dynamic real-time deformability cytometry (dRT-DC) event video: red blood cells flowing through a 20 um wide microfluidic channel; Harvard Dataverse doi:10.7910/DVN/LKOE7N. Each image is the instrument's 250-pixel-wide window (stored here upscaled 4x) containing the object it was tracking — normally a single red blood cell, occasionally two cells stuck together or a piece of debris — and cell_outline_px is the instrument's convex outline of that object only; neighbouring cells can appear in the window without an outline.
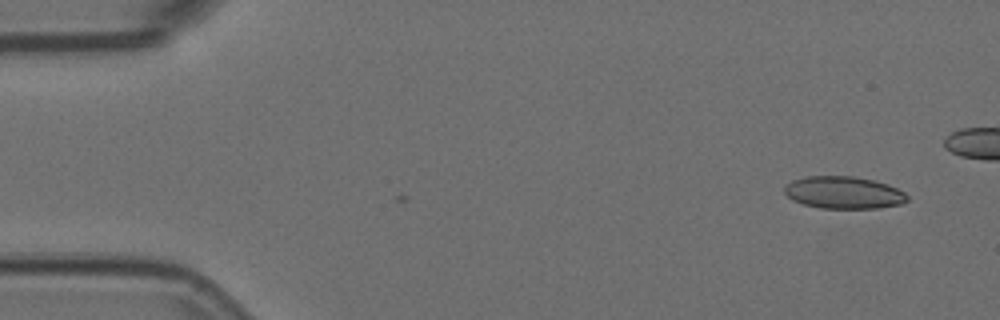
{"species": "Egyptian fruit bat (a non-hibernating species)", "species_latin": "Rousettus aegyptiacus", "temperature_condition": "room temperature", "stored_images_in_passage": 6, "camera_frame_rate_fps": 3000, "um_per_image_px": 0.085, "animal": {"sex": "female"}, "frame": {"image": 1, "passage_image": 6, "time_ms": 1.667, "image_size_px": [1000, 320], "cell_outline_px": [[908, 200], [900, 204], [880, 208], [820, 208], [804, 204], [792, 200], [784, 192], [784, 188], [792, 180], [808, 176], [852, 176], [872, 180], [888, 184], [904, 192], [908, 196]], "centroid_in_image_um": [71.71, 16.37], "position_along_channel_um": 13.3, "area_um2": 23.0}}